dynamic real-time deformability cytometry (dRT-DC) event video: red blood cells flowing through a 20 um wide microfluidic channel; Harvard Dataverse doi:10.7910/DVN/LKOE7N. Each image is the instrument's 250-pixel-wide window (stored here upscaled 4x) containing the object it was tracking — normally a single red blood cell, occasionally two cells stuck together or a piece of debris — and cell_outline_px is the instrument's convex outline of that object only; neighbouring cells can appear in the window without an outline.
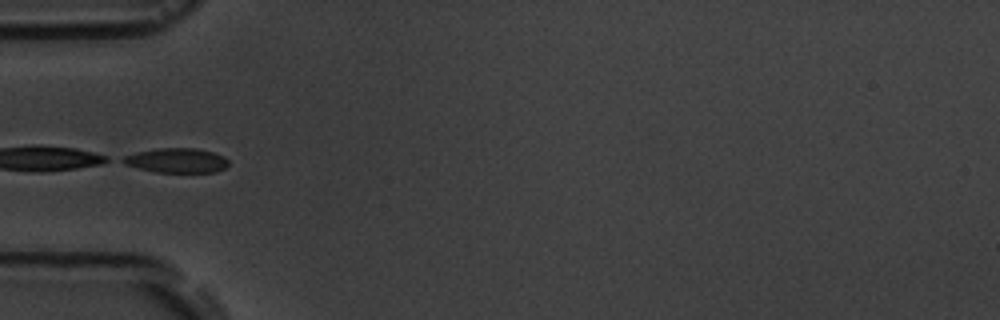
{"species": "common noctule bat (a hibernating species)", "species_latin": "Nyctalus noctula", "temperature_condition": "room temperature", "stored_images_in_passage": 11, "segment_of_instrument_passage": [2, 2], "camera_frame_rate_fps": 3000, "um_per_image_px": 0.085, "animal": {"sex": "male", "body_mass_g": 19.5, "forearm_length_mm": 54.6}, "frame": {"image": 1, "passage_image": 5, "time_ms": 4.667, "image_size_px": [1000, 320], "cell_outline_px": [[228, 164], [224, 168], [216, 172], [156, 172], [124, 164], [116, 160], [124, 156], [136, 152], [160, 148], [196, 148], [212, 152], [224, 156], [228, 160]], "centroid_in_image_um": [14.98, 13.63], "position_along_channel_um": 70.0, "area_um2": 15.14}}
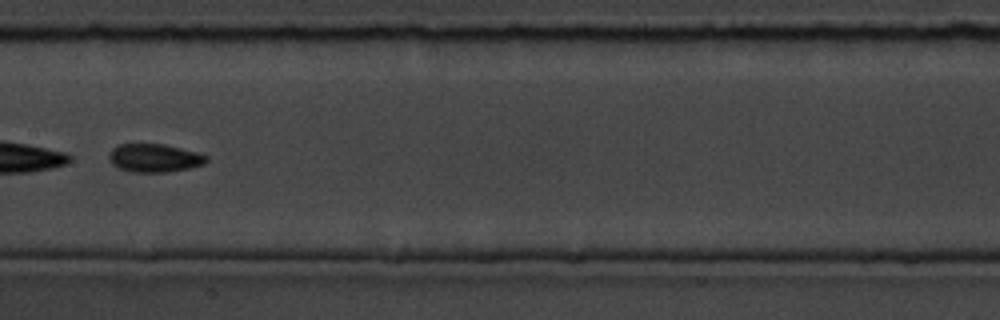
{"frame": {"image": 2, "passage_image": 8, "time_ms": 8.0, "image_size_px": [1000, 320], "cell_outline_px": [[208, 160], [204, 164], [188, 168], [168, 172], [132, 172], [120, 168], [112, 164], [108, 160], [108, 156], [112, 148], [120, 144], [164, 144], [196, 152], [208, 156]], "centroid_in_image_um": [13.11, 13.43], "position_along_channel_um": 194.3, "area_um2": 16.01}}
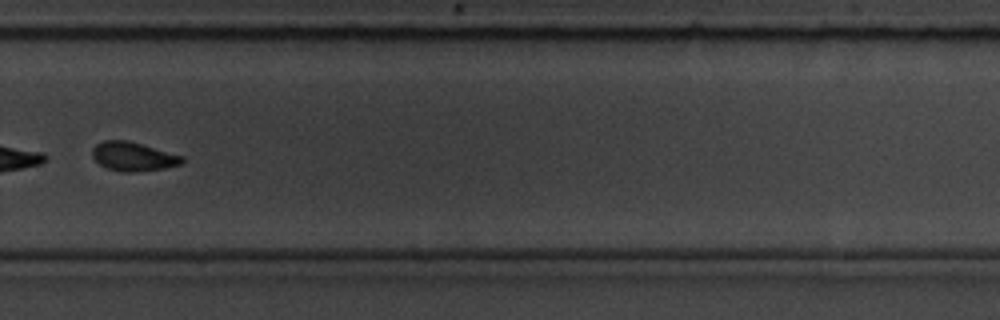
{"frame": {"image": 3, "passage_image": 11, "time_ms": 11.333, "image_size_px": [1000, 320], "cell_outline_px": [[184, 160], [180, 164], [164, 168], [136, 172], [120, 172], [108, 168], [100, 164], [92, 156], [92, 148], [96, 144], [104, 140], [128, 140], [184, 156]], "centroid_in_image_um": [11.31, 13.3], "position_along_channel_um": 318.5, "area_um2": 15.14}}